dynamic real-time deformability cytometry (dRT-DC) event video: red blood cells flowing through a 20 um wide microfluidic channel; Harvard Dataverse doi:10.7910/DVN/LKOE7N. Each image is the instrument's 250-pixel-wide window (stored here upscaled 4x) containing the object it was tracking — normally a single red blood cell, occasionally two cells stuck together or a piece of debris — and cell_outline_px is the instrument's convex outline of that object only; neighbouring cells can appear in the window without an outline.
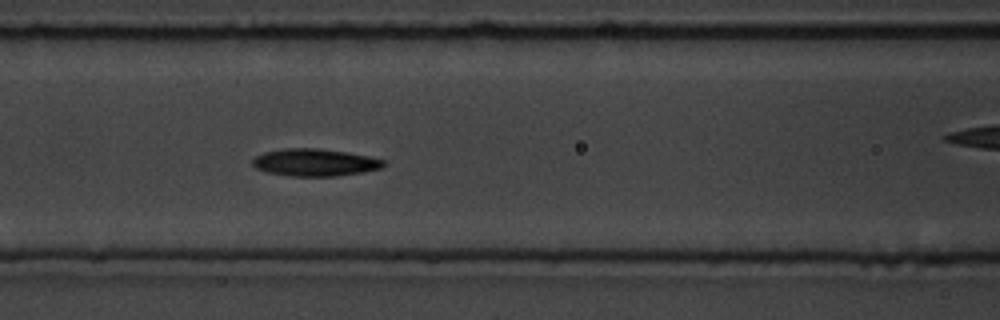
{"species": "common noctule bat (a hibernating species)", "species_latin": "Nyctalus noctula", "temperature_condition": "room temperature", "stored_images_in_passage": 7, "segment_of_instrument_passage": [1, 2], "camera_frame_rate_fps": 3000, "um_per_image_px": 0.085, "animal": {"sex": "male", "body_mass_g": 19.5, "forearm_length_mm": 54.6}, "frame": {"image": 1, "passage_image": 6, "time_ms": 6.667, "image_size_px": [1000, 320], "cell_outline_px": [[384, 164], [380, 168], [360, 172], [336, 176], [292, 176], [268, 172], [256, 168], [252, 164], [252, 160], [256, 156], [264, 152], [284, 148], [316, 148], [344, 152], [368, 156], [384, 160]], "centroid_in_image_um": [26.71, 13.8], "position_along_channel_um": 139.9, "area_um2": 20.52}}